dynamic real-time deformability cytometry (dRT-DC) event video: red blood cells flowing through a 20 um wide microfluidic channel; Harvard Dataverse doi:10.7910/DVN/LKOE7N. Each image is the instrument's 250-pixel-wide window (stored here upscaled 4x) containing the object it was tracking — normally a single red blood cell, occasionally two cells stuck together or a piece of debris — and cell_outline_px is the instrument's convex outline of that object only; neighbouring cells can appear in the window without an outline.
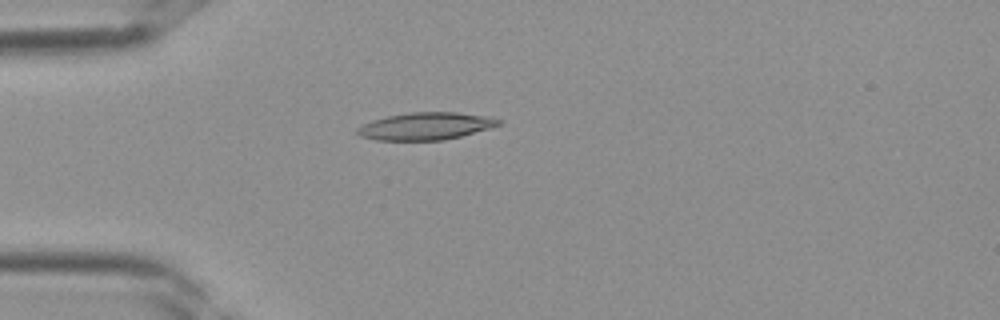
{"species": "Egyptian fruit bat (a non-hibernating species)", "species_latin": "Rousettus aegyptiacus", "temperature_condition": "room temperature", "stored_images_in_passage": 37, "camera_frame_rate_fps": 3000, "um_per_image_px": 0.085, "frame": {"image": 1, "passage_image": 10, "time_ms": 3.0, "image_size_px": [1000, 320], "cell_outline_px": [[504, 120], [500, 124], [492, 128], [444, 140], [376, 140], [360, 136], [356, 132], [356, 128], [372, 120], [388, 116], [412, 112], [456, 112], [492, 116]], "centroid_in_image_um": [36.25, 10.71], "position_along_channel_um": 48.8, "area_um2": 22.66}}
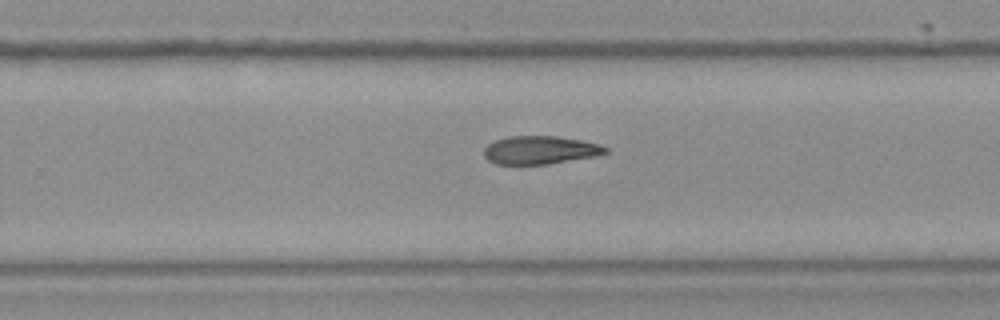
{"frame": {"image": 2, "passage_image": 24, "time_ms": 7.667, "image_size_px": [1000, 320], "cell_outline_px": [[608, 152], [592, 156], [548, 164], [496, 164], [488, 160], [484, 156], [484, 148], [488, 144], [496, 140], [508, 136], [556, 136], [580, 140], [600, 144], [608, 148]], "centroid_in_image_um": [45.88, 12.75], "position_along_channel_um": 283.9, "area_um2": 19.77}}
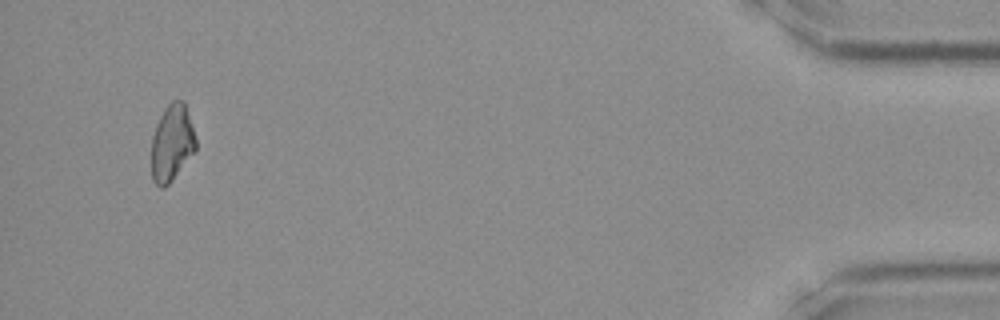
{"frame": {"image": 3, "passage_image": 36, "time_ms": 11.667, "image_size_px": [1000, 320], "cell_outline_px": [[196, 152], [172, 180], [164, 188], [160, 188], [152, 180], [152, 136], [156, 124], [164, 108], [172, 100], [184, 100], [196, 140]], "centroid_in_image_um": [14.62, 12.16], "position_along_channel_um": 420.6, "area_um2": 19.94}}